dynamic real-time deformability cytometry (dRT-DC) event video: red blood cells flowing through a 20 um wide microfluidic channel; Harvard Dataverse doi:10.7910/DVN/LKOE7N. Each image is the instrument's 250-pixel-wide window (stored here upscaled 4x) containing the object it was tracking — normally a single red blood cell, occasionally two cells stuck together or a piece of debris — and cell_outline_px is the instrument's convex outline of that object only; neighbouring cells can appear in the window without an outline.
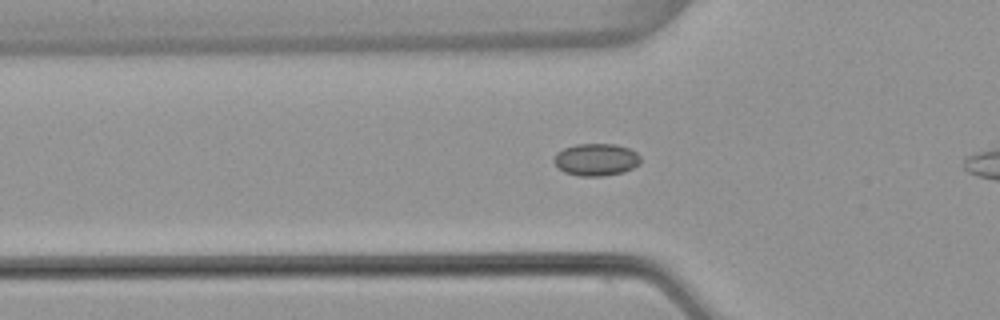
{"species": "common noctule bat (a hibernating species)", "species_latin": "Nyctalus noctula", "temperature_condition": "warm", "stored_images_in_passage": 28, "camera_frame_rate_fps": 3000, "um_per_image_px": 0.085, "animal": {"sex": "female", "body_mass_g": 22.7, "forearm_length_mm": 54.2}, "frame": {"image": 1, "passage_image": 2, "time_ms": 0.333, "image_size_px": [1000, 320], "cell_outline_px": [[640, 164], [624, 172], [604, 176], [580, 176], [564, 172], [552, 160], [556, 152], [564, 148], [576, 144], [616, 144], [628, 148], [636, 152], [640, 156]], "centroid_in_image_um": [50.67, 13.56], "position_along_channel_um": 75.1, "area_um2": 16.36}}
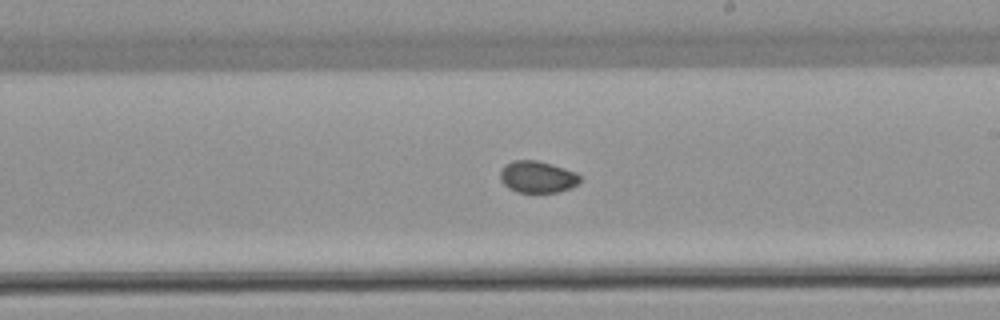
{"frame": {"image": 2, "passage_image": 15, "time_ms": 4.667, "image_size_px": [1000, 320], "cell_outline_px": [[580, 180], [572, 188], [560, 192], [516, 192], [508, 188], [500, 180], [500, 172], [504, 164], [512, 160], [536, 160], [552, 164], [576, 172], [580, 176]], "centroid_in_image_um": [45.66, 15.03], "position_along_channel_um": 243.3, "area_um2": 14.91}}
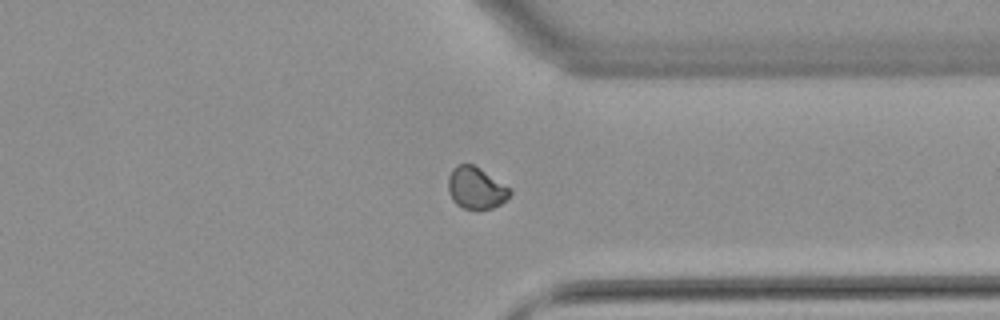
{"frame": {"image": 3, "passage_image": 25, "time_ms": 8.0, "image_size_px": [1000, 320], "cell_outline_px": [[512, 192], [500, 204], [492, 208], [464, 208], [456, 204], [452, 200], [448, 192], [448, 176], [452, 168], [460, 164], [472, 164], [480, 168], [512, 188]], "centroid_in_image_um": [40.45, 15.96], "position_along_channel_um": 371.0, "area_um2": 15.03}}